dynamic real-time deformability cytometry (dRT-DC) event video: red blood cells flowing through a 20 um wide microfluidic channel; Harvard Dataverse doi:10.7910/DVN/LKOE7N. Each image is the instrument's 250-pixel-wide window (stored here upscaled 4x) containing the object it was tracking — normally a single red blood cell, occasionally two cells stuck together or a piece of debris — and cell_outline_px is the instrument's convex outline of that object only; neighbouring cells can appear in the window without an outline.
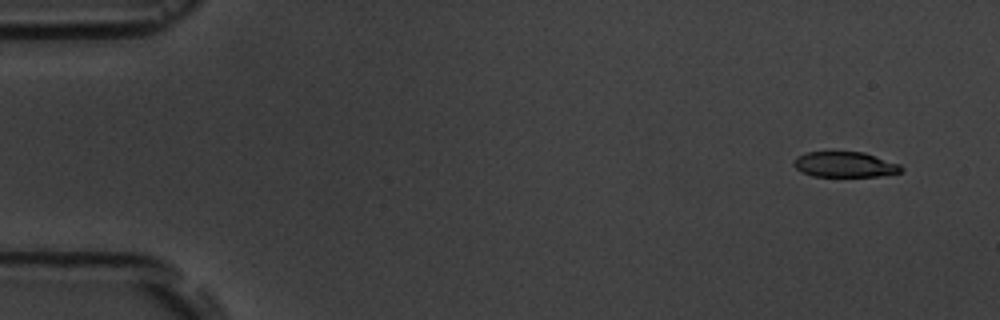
{"species": "common noctule bat (a hibernating species)", "species_latin": "Nyctalus noctula", "temperature_condition": "room temperature", "stored_images_in_passage": 7, "camera_frame_rate_fps": 3000, "um_per_image_px": 0.085, "animal": {"sex": "male", "body_mass_g": 19.5, "forearm_length_mm": 54.6}, "frame": {"image": 1, "passage_image": 2, "time_ms": 1.0, "image_size_px": [1000, 320], "cell_outline_px": [[904, 168], [900, 172], [880, 176], [812, 176], [796, 168], [792, 164], [796, 156], [804, 152], [832, 148], [864, 152], [900, 164]], "centroid_in_image_um": [71.76, 13.91], "position_along_channel_um": 13.2, "area_um2": 16.76}}
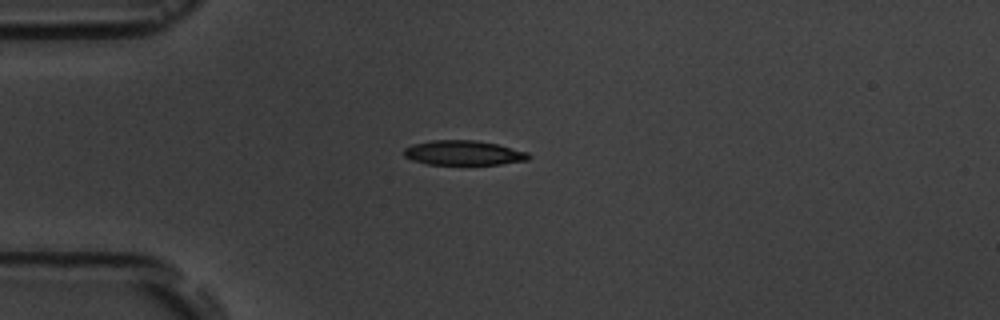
{"frame": {"image": 2, "passage_image": 5, "time_ms": 4.667, "image_size_px": [1000, 320], "cell_outline_px": [[532, 156], [528, 160], [500, 164], [428, 164], [404, 156], [404, 148], [412, 144], [432, 140], [476, 140], [496, 144], [528, 152]], "centroid_in_image_um": [39.42, 12.98], "position_along_channel_um": 45.6, "area_um2": 17.74}}
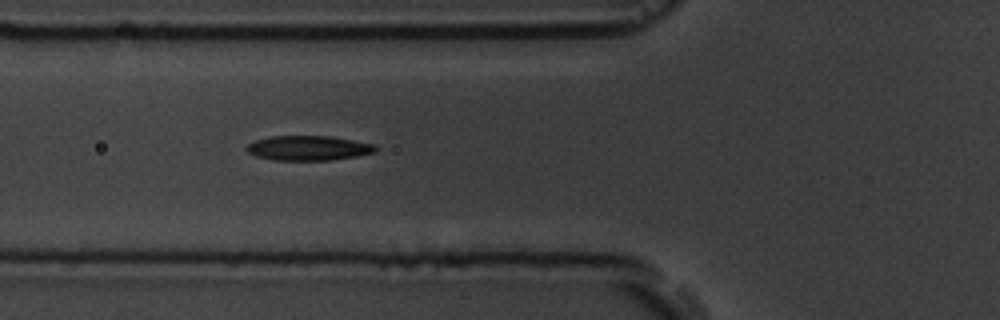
{"frame": {"image": 3, "passage_image": 7, "time_ms": 6.667, "image_size_px": [1000, 320], "cell_outline_px": [[380, 148], [376, 152], [356, 156], [332, 160], [272, 160], [256, 156], [248, 152], [244, 148], [248, 144], [256, 140], [272, 136], [332, 136], [376, 144]], "centroid_in_image_um": [26.26, 12.58], "position_along_channel_um": 99.5, "area_um2": 18.79}}